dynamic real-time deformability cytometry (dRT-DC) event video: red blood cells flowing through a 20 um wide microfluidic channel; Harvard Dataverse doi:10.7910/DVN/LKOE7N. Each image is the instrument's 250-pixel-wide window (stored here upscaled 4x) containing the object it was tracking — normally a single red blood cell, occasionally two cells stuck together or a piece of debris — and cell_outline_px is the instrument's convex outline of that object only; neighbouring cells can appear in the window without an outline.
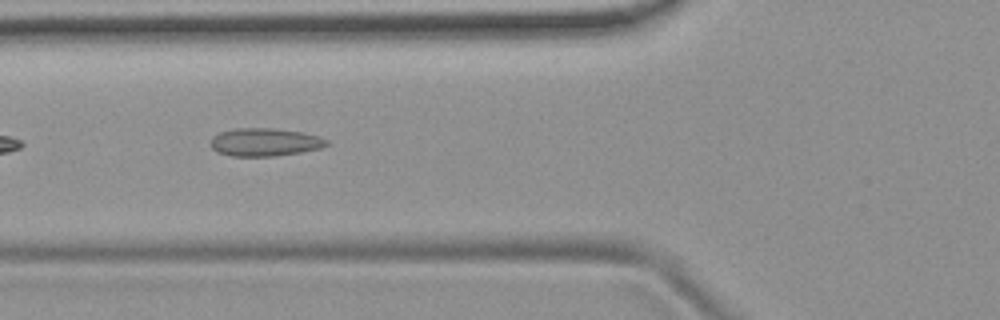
{"species": "common noctule bat (a hibernating species)", "species_latin": "Nyctalus noctula", "temperature_condition": "room temperature", "stored_images_in_passage": 8, "camera_frame_rate_fps": 3000, "um_per_image_px": 0.085, "animal": {"sex": "female", "body_mass_g": 19.9}, "frame": {"image": 1, "passage_image": 5, "time_ms": 1.333, "image_size_px": [1000, 320], "cell_outline_px": [[328, 144], [320, 148], [300, 152], [272, 156], [232, 156], [216, 152], [208, 144], [212, 136], [220, 132], [236, 128], [276, 128], [304, 132], [320, 136], [328, 140]], "centroid_in_image_um": [22.48, 12.07], "position_along_channel_um": 103.3, "area_um2": 19.13}}